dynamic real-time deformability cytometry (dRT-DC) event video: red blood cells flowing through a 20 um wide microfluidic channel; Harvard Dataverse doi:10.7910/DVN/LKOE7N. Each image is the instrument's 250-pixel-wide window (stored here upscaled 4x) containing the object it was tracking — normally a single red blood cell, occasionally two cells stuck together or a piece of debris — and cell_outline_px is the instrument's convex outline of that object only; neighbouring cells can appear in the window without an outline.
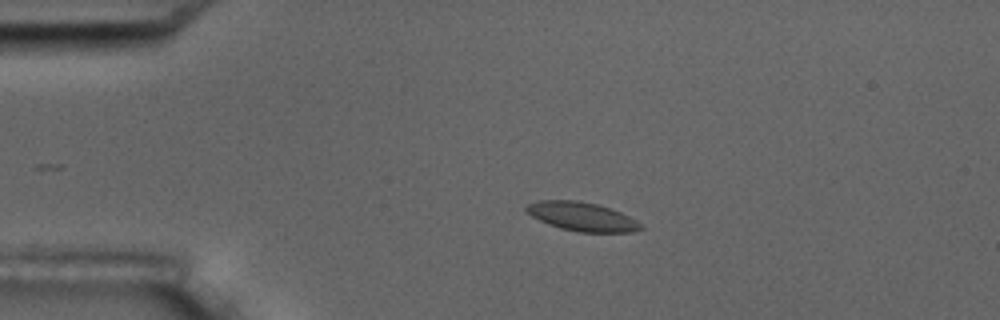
{"species": "common noctule bat (a hibernating species)", "species_latin": "Nyctalus noctula", "temperature_condition": "room temperature", "stored_images_in_passage": 5, "camera_frame_rate_fps": 3000, "um_per_image_px": 0.085, "animal": {"sex": "male", "body_mass_g": 17.5, "forearm_length_mm": 52.3}, "frame": {"image": 1, "passage_image": 4, "time_ms": 3.333, "image_size_px": [1000, 320], "cell_outline_px": [[644, 228], [632, 232], [580, 232], [560, 228], [548, 224], [532, 216], [524, 208], [528, 204], [540, 200], [576, 200], [596, 204], [620, 212], [636, 220]], "centroid_in_image_um": [49.46, 18.41], "position_along_channel_um": 35.5, "area_um2": 18.96}}